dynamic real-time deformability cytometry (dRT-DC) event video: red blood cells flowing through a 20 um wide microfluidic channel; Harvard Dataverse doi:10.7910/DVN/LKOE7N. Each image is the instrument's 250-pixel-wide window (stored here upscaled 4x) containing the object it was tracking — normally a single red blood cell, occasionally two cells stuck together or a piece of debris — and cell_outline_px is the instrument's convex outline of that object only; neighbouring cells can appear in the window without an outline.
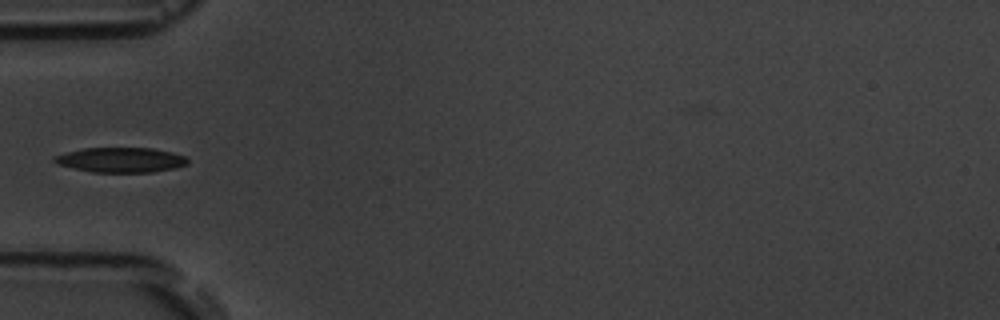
{"species": "common noctule bat (a hibernating species)", "species_latin": "Nyctalus noctula", "temperature_condition": "room temperature", "stored_images_in_passage": 8, "camera_frame_rate_fps": 3000, "um_per_image_px": 0.085, "animal": {"sex": "male", "body_mass_g": 19.5, "forearm_length_mm": 54.6}, "frame": {"image": 1, "passage_image": 5, "time_ms": 4.667, "image_size_px": [1000, 320], "cell_outline_px": [[188, 164], [176, 168], [152, 172], [92, 172], [60, 164], [52, 160], [52, 156], [84, 148], [152, 148], [172, 152], [184, 156], [188, 160]], "centroid_in_image_um": [10.31, 13.59], "position_along_channel_um": 74.7, "area_um2": 19.19}}
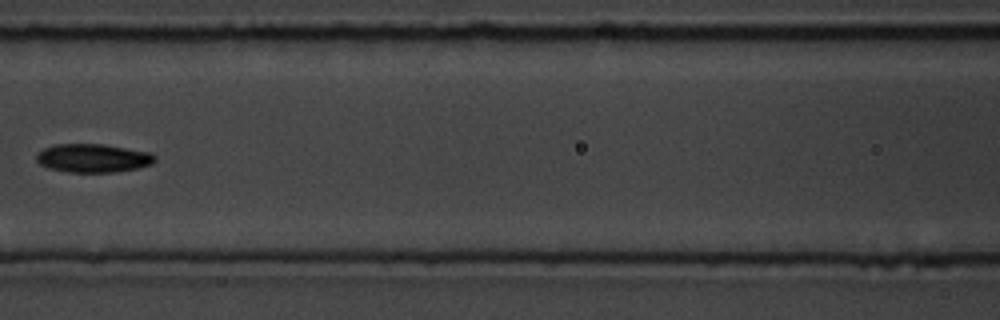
{"frame": {"image": 2, "passage_image": 7, "time_ms": 7.0, "image_size_px": [1000, 320], "cell_outline_px": [[156, 160], [152, 164], [136, 168], [112, 172], [68, 172], [48, 168], [40, 164], [36, 160], [36, 156], [44, 148], [52, 144], [104, 144], [148, 152], [156, 156]], "centroid_in_image_um": [7.89, 13.43], "position_along_channel_um": 158.7, "area_um2": 19.59}}
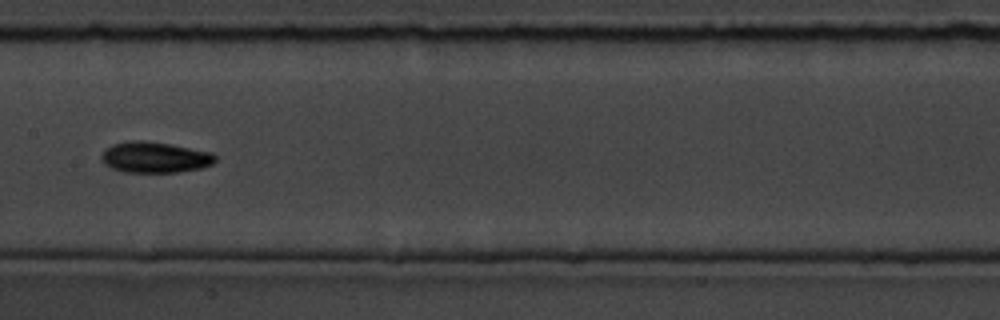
{"frame": {"image": 3, "passage_image": 8, "time_ms": 8.0, "image_size_px": [1000, 320], "cell_outline_px": [[216, 160], [212, 164], [200, 168], [180, 172], [124, 172], [112, 168], [104, 164], [100, 156], [112, 144], [128, 140], [144, 140], [172, 144], [212, 152], [216, 156]], "centroid_in_image_um": [13.17, 13.36], "position_along_channel_um": 194.2, "area_um2": 20.63}}